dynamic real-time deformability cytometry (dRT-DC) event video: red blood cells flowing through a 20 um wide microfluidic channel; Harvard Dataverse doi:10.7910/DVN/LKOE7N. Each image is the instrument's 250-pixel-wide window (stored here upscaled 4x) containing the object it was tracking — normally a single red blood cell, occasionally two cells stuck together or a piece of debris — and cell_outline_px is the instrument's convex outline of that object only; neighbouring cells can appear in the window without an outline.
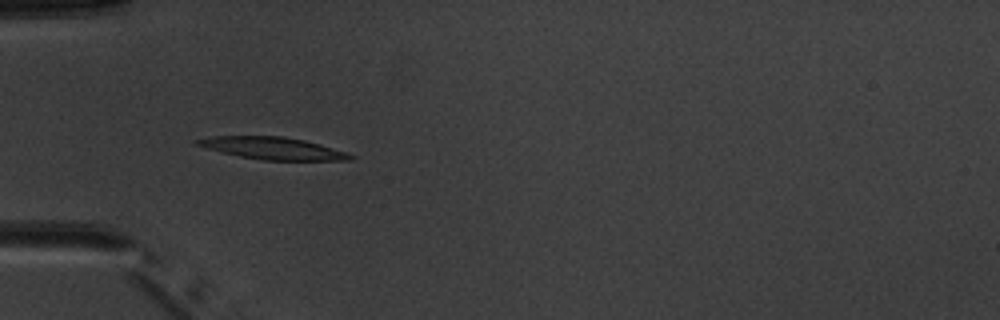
{"species": "common noctule bat (a hibernating species)", "species_latin": "Nyctalus noctula", "temperature_condition": "warm", "stored_images_in_passage": 1, "camera_frame_rate_fps": 3000, "um_per_image_px": 0.085, "animal": {"sex": "male", "body_mass_g": 20.1, "forearm_length_mm": 53.5}, "frame": {"image": 1, "passage_image": 1, "time_ms": 0.0, "image_size_px": [1000, 320], "cell_outline_px": [[356, 156], [352, 160], [264, 160], [240, 156], [220, 152], [192, 144], [192, 140], [212, 136], [284, 136], [304, 140], [320, 144], [348, 152]], "centroid_in_image_um": [23.16, 12.59], "position_along_channel_um": 61.8, "area_um2": 20.0}}